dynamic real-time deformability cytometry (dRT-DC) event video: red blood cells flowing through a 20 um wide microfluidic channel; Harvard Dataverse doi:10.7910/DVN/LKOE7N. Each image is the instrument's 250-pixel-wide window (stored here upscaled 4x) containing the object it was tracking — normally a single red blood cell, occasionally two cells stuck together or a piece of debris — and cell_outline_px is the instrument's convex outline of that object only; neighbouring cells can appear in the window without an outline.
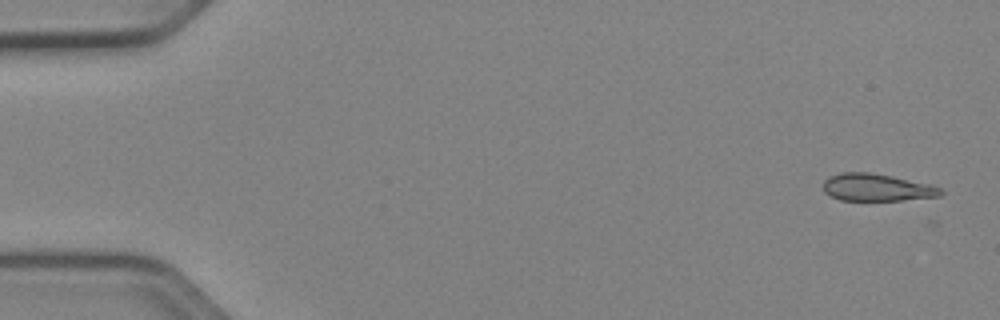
{"species": "Egyptian fruit bat (a non-hibernating species)", "species_latin": "Rousettus aegyptiacus", "temperature_condition": "cold", "stored_images_in_passage": 4, "camera_frame_rate_fps": 3000, "um_per_image_px": 0.085, "animal": {"sex": "female"}, "frame": {"image": 1, "passage_image": 1, "time_ms": 0.0, "image_size_px": [1000, 320], "cell_outline_px": [[944, 192], [940, 196], [904, 200], [840, 200], [824, 192], [824, 180], [828, 176], [840, 172], [868, 172], [892, 176], [928, 184], [940, 188]], "centroid_in_image_um": [74.5, 15.93], "position_along_channel_um": 10.5, "area_um2": 18.61}}